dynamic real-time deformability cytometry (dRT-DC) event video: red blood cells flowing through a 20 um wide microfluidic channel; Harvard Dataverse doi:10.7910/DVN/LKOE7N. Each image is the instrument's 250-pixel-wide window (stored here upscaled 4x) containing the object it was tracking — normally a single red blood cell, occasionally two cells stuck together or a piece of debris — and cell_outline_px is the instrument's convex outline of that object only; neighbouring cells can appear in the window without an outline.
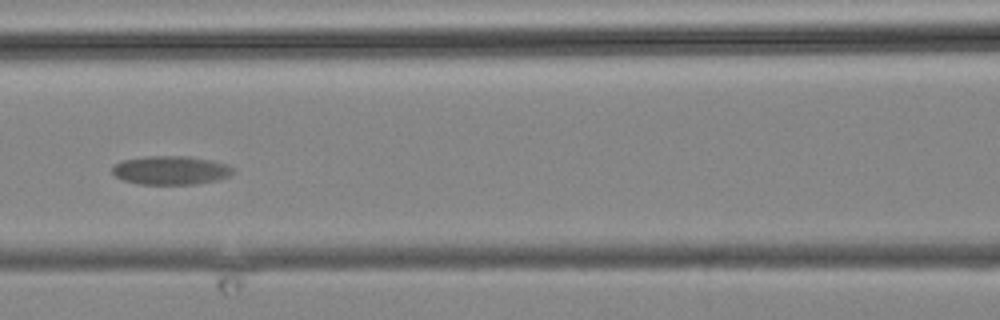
{"species": "common noctule bat (a hibernating species)", "species_latin": "Nyctalus noctula", "temperature_condition": "cold", "stored_images_in_passage": 5, "camera_frame_rate_fps": 3000, "um_per_image_px": 0.085, "animal": {"sex": "male", "body_mass_g": 19.2, "forearm_length_mm": 51.8}, "frame": {"image": 1, "passage_image": 3, "time_ms": 2.667, "image_size_px": [1000, 320], "cell_outline_px": [[232, 172], [228, 176], [216, 180], [196, 184], [140, 184], [124, 180], [116, 176], [112, 172], [112, 164], [124, 160], [148, 156], [188, 156], [212, 160], [228, 164], [232, 168]], "centroid_in_image_um": [14.5, 14.46], "position_along_channel_um": 152.1, "area_um2": 20.11}}
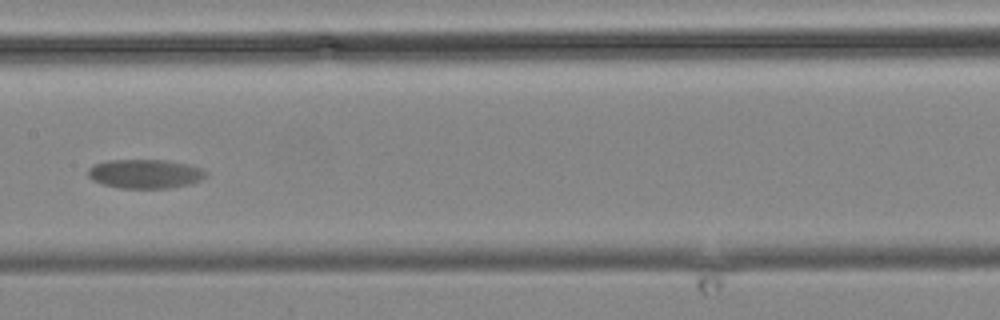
{"frame": {"image": 2, "passage_image": 4, "time_ms": 4.0, "image_size_px": [1000, 320], "cell_outline_px": [[204, 176], [200, 180], [188, 184], [168, 188], [120, 188], [104, 184], [92, 180], [88, 176], [88, 168], [96, 164], [108, 160], [164, 160], [188, 164], [200, 168], [204, 172]], "centroid_in_image_um": [12.29, 14.77], "position_along_channel_um": 195.1, "area_um2": 19.65}}
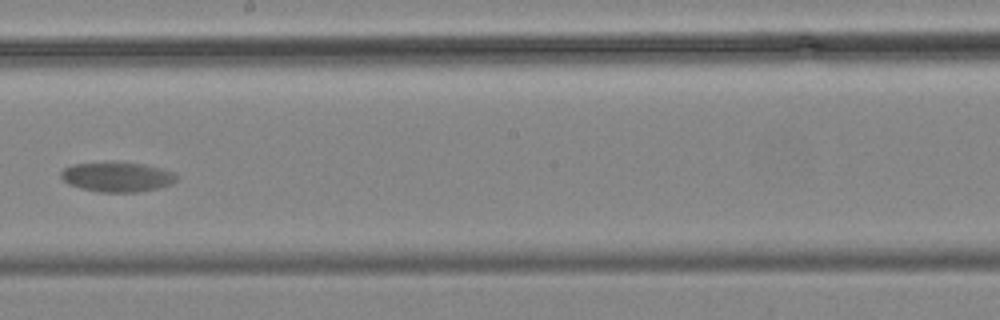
{"frame": {"image": 3, "passage_image": 5, "time_ms": 5.333, "image_size_px": [1000, 320], "cell_outline_px": [[180, 176], [172, 184], [156, 188], [136, 192], [100, 192], [80, 188], [68, 184], [60, 176], [60, 172], [64, 168], [72, 164], [108, 160], [116, 160], [144, 164], [164, 168]], "centroid_in_image_um": [9.95, 14.99], "position_along_channel_um": 238.3, "area_um2": 20.75}}